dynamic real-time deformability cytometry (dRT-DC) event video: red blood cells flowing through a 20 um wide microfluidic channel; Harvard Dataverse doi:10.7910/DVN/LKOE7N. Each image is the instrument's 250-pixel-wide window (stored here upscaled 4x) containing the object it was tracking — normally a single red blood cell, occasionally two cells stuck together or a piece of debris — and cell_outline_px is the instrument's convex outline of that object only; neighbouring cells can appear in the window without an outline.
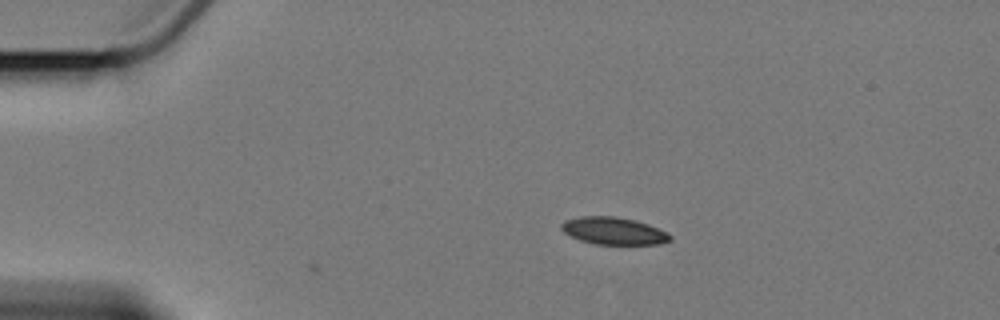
{"species": "Egyptian fruit bat (a non-hibernating species)", "species_latin": "Rousettus aegyptiacus", "temperature_condition": "cold", "stored_images_in_passage": 6, "camera_frame_rate_fps": 3000, "um_per_image_px": 0.085, "animal": {"sex": "female"}, "frame": {"image": 1, "passage_image": 2, "time_ms": 2.0, "image_size_px": [1000, 320], "cell_outline_px": [[672, 240], [656, 244], [596, 244], [580, 240], [564, 232], [560, 228], [560, 224], [564, 220], [580, 216], [616, 216], [636, 220], [648, 224], [668, 232], [672, 236]], "centroid_in_image_um": [52.16, 19.61], "position_along_channel_um": 32.8, "area_um2": 17.4}}
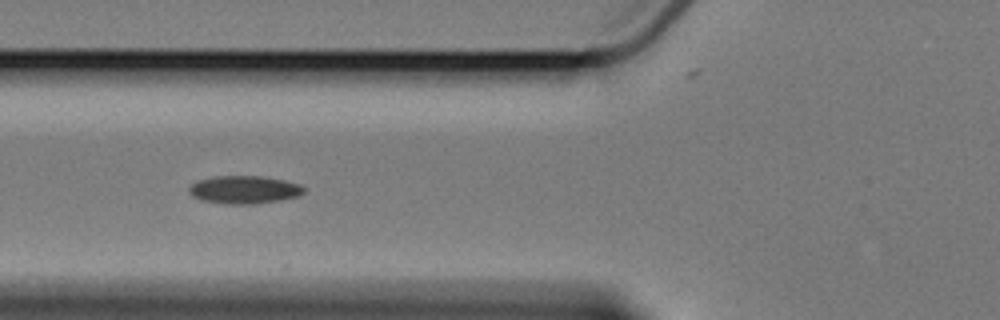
{"frame": {"image": 2, "passage_image": 5, "time_ms": 5.667, "image_size_px": [1000, 320], "cell_outline_px": [[304, 192], [300, 196], [280, 200], [256, 204], [228, 204], [200, 200], [192, 196], [188, 192], [188, 188], [196, 180], [216, 176], [260, 176], [284, 180], [300, 184], [304, 188]], "centroid_in_image_um": [20.74, 16.13], "position_along_channel_um": 105.1, "area_um2": 18.84}}
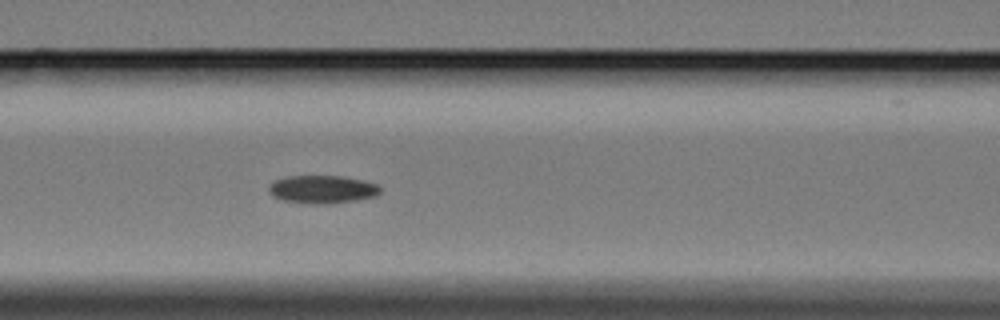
{"frame": {"image": 3, "passage_image": 6, "time_ms": 6.667, "image_size_px": [1000, 320], "cell_outline_px": [[380, 192], [376, 196], [356, 200], [332, 204], [316, 204], [284, 200], [272, 196], [268, 192], [268, 188], [276, 180], [288, 176], [340, 176], [360, 180], [376, 184], [380, 188]], "centroid_in_image_um": [27.39, 16.1], "position_along_channel_um": 139.2, "area_um2": 17.98}}